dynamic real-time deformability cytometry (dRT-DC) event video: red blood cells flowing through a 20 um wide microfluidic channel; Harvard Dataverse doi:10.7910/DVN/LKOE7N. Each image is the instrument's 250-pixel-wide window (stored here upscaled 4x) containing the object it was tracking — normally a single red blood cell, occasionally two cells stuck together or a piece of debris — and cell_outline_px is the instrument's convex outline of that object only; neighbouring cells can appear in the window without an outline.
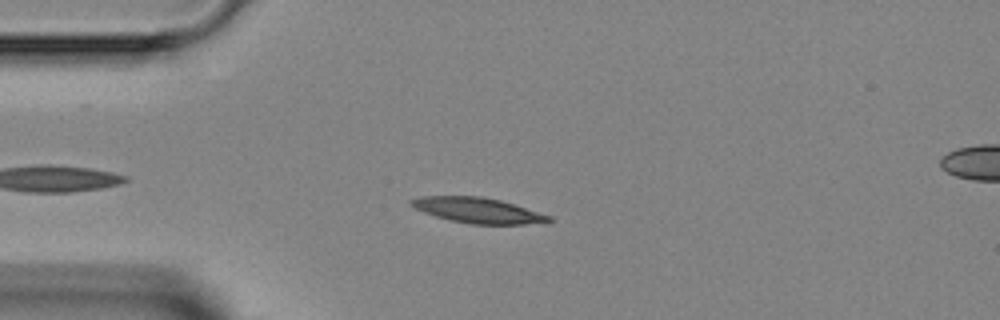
{"species": "Egyptian fruit bat (a non-hibernating species)", "species_latin": "Rousettus aegyptiacus", "temperature_condition": "room temperature", "stored_images_in_passage": 38, "camera_frame_rate_fps": 3000, "um_per_image_px": 0.085, "animal": {"sex": "female"}, "frame": {"image": 1, "passage_image": 6, "time_ms": 1.667, "image_size_px": [1000, 320], "cell_outline_px": [[552, 220], [524, 224], [472, 224], [452, 220], [436, 216], [424, 212], [408, 204], [408, 200], [420, 196], [480, 196], [500, 200], [552, 216]], "centroid_in_image_um": [40.56, 17.86], "position_along_channel_um": 44.4, "area_um2": 20.06}}
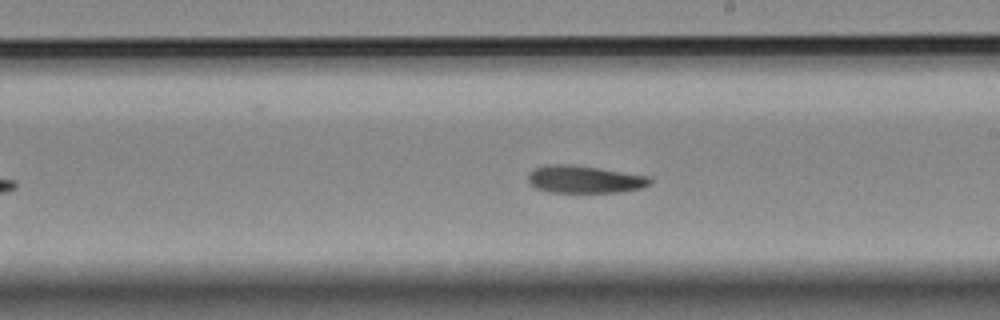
{"frame": {"image": 2, "passage_image": 21, "time_ms": 6.667, "image_size_px": [1000, 320], "cell_outline_px": [[652, 184], [640, 188], [620, 192], [548, 192], [536, 188], [528, 180], [528, 172], [544, 164], [568, 164], [652, 176]], "centroid_in_image_um": [49.7, 15.24], "position_along_channel_um": 239.3, "area_um2": 19.54}}
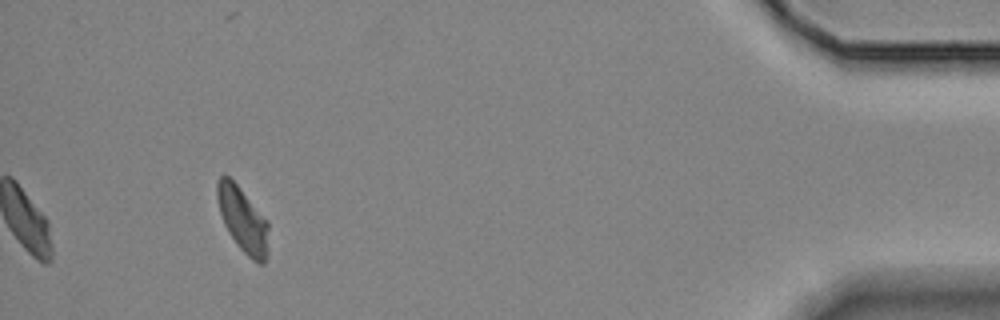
{"frame": {"image": 3, "passage_image": 38, "time_ms": 12.333, "image_size_px": [1000, 320], "cell_outline_px": [[268, 252], [264, 264], [260, 264], [252, 260], [236, 244], [228, 232], [224, 224], [220, 212], [216, 196], [216, 180], [224, 172], [240, 188], [268, 220]], "centroid_in_image_um": [20.63, 18.66], "position_along_channel_um": 414.6, "area_um2": 19.65}}